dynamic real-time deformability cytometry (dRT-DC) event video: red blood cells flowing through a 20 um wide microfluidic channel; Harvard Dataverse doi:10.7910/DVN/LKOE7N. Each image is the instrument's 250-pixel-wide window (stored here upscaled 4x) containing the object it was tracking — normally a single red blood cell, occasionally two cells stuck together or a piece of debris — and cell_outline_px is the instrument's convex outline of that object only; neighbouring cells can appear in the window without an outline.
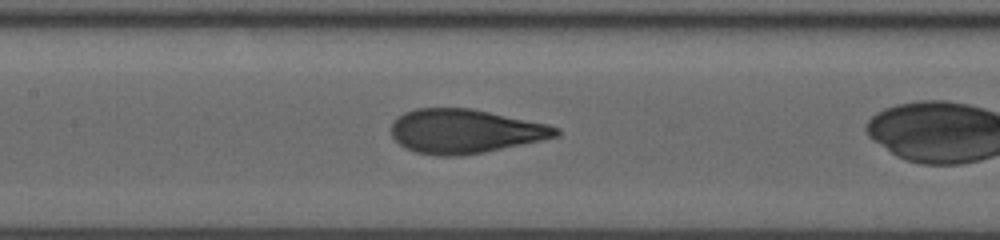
{"species": "human", "species_latin": "Homo sapiens", "temperature_condition": "room temperature", "stored_images_in_passage": 12, "camera_frame_rate_fps": 3000, "um_per_image_px": 0.085, "donor": {"sex": "male"}, "frame": {"image": 1, "passage_image": 11, "time_ms": 8.667, "image_size_px": [1000, 240], "cell_outline_px": [[560, 132], [556, 136], [540, 140], [484, 152], [460, 156], [436, 156], [416, 152], [404, 148], [392, 136], [392, 124], [404, 112], [416, 108], [472, 108], [548, 124], [560, 128]], "centroid_in_image_um": [39.51, 11.15], "position_along_channel_um": 167.9, "area_um2": 42.14}}